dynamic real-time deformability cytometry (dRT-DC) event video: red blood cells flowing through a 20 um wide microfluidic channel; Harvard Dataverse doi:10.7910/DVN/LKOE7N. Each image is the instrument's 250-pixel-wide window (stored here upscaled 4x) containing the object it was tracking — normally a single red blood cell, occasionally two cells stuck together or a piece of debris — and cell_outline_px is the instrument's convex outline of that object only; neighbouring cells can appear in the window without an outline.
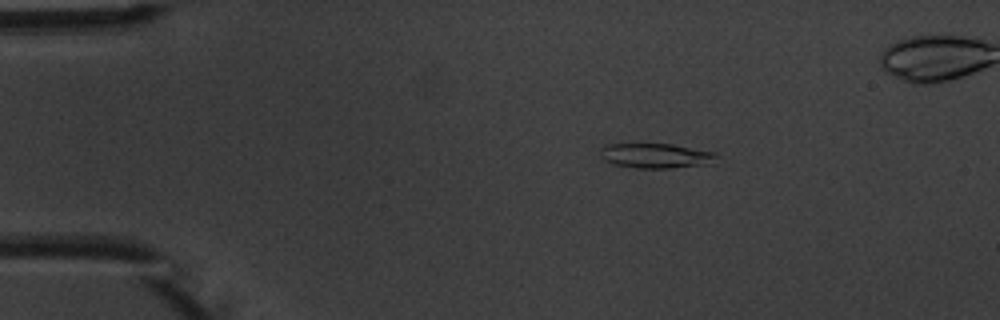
{"species": "common noctule bat (a hibernating species)", "species_latin": "Nyctalus noctula", "temperature_condition": "warm", "stored_images_in_passage": 5, "camera_frame_rate_fps": 3000, "um_per_image_px": 0.085, "animal": {"sex": "male", "body_mass_g": 20.1, "forearm_length_mm": 53.5}, "frame": {"image": 1, "passage_image": 3, "time_ms": 2.333, "image_size_px": [1000, 320], "cell_outline_px": [[720, 156], [704, 164], [668, 168], [636, 168], [612, 164], [604, 160], [600, 156], [600, 148], [604, 144], [672, 144], [716, 152]], "centroid_in_image_um": [55.68, 13.22], "position_along_channel_um": 29.3, "area_um2": 16.76}}